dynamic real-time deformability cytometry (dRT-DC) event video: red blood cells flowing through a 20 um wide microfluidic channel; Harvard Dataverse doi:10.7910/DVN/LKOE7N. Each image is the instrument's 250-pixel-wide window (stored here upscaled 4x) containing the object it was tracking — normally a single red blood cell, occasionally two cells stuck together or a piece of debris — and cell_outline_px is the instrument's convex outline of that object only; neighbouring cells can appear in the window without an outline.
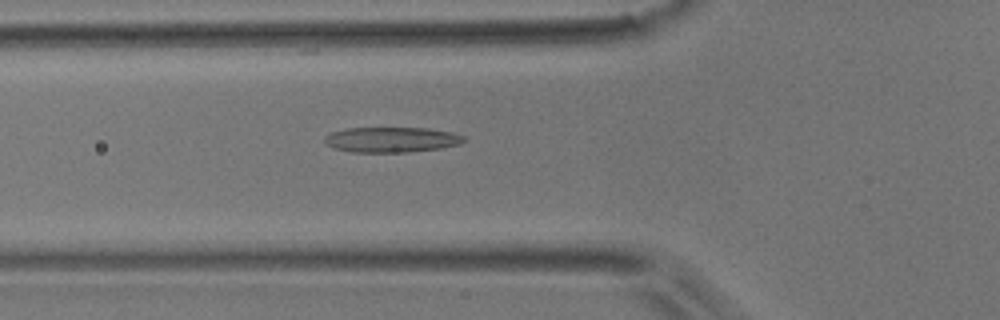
{"species": "common noctule bat (a hibernating species)", "species_latin": "Nyctalus noctula", "temperature_condition": "room temperature", "stored_images_in_passage": 43, "camera_frame_rate_fps": 3000, "um_per_image_px": 0.085, "animal": {"sex": "male", "body_mass_g": 17.9}, "frame": {"image": 1, "passage_image": 18, "time_ms": 5.667, "image_size_px": [1000, 320], "cell_outline_px": [[468, 140], [460, 144], [440, 148], [408, 152], [352, 152], [332, 148], [324, 144], [324, 136], [332, 132], [348, 128], [428, 128], [452, 132], [464, 136]], "centroid_in_image_um": [33.27, 11.87], "position_along_channel_um": 92.5, "area_um2": 20.69}}
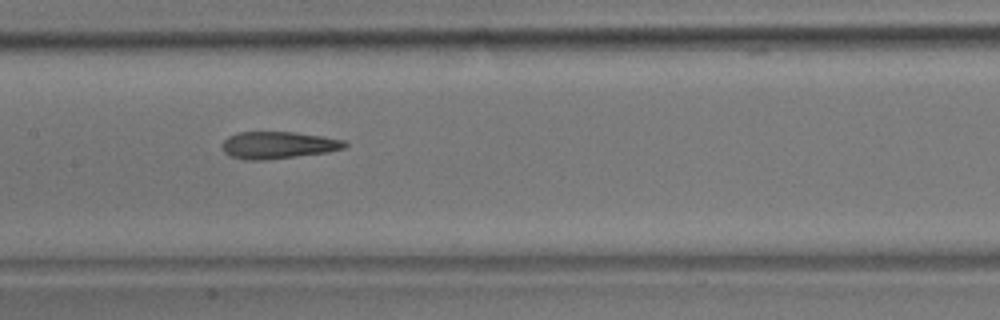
{"frame": {"image": 2, "passage_image": 25, "time_ms": 8.0, "image_size_px": [1000, 320], "cell_outline_px": [[348, 144], [344, 148], [328, 152], [268, 160], [244, 160], [232, 156], [224, 152], [224, 140], [228, 136], [236, 132], [292, 132], [320, 136], [344, 140]], "centroid_in_image_um": [23.64, 12.34], "position_along_channel_um": 183.8, "area_um2": 19.25}}
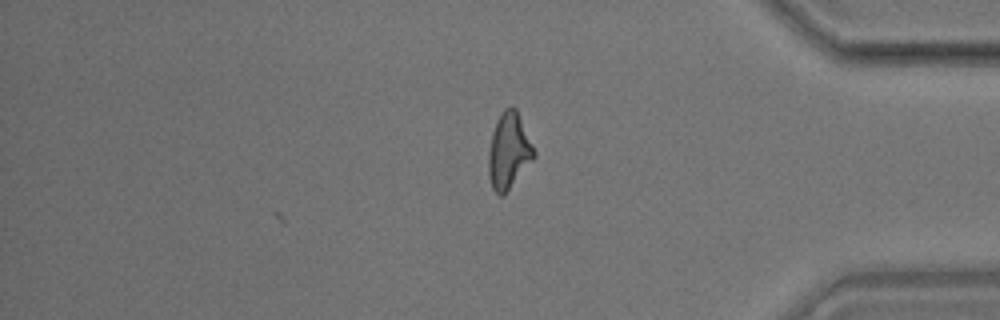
{"frame": {"image": 3, "passage_image": 43, "time_ms": 14.0, "image_size_px": [1000, 320], "cell_outline_px": [[536, 156], [504, 196], [500, 196], [492, 188], [488, 176], [488, 156], [492, 132], [496, 120], [500, 112], [504, 108], [512, 104], [516, 108], [536, 152]], "centroid_in_image_um": [43.24, 12.82], "position_along_channel_um": 392.0, "area_um2": 20.4}, "authors_computed_cell_mechanics": {"area_um2": 20.2878, "velocity_mm_per_s": 3.8649, "shape_relaxation_time_tau1_ms": null, "shape_relaxation_time_tau2_ms": 1.6791, "deformation_change_tau1": null, "deformation_change_tau2": 0.1118}}